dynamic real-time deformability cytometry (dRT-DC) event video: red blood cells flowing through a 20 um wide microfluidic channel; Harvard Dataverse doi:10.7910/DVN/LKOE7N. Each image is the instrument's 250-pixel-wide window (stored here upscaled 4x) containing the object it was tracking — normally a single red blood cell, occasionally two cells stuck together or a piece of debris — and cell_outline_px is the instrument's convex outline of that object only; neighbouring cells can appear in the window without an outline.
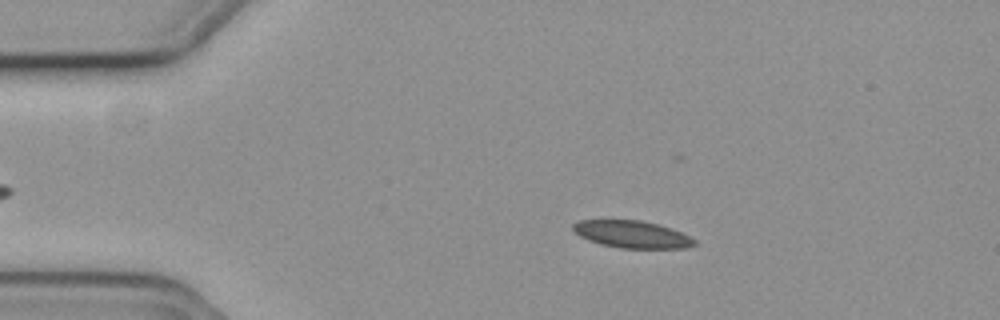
{"species": "common noctule bat (a hibernating species)", "species_latin": "Nyctalus noctula", "temperature_condition": "cold", "stored_images_in_passage": 47, "camera_frame_rate_fps": 3000, "um_per_image_px": 0.085, "animal": {"sex": "female", "body_mass_g": 19.3, "forearm_length_mm": 54.1}, "frame": {"image": 1, "passage_image": 10, "time_ms": 3.0, "image_size_px": [1000, 320], "cell_outline_px": [[696, 244], [688, 248], [620, 248], [600, 244], [588, 240], [572, 232], [572, 224], [580, 220], [640, 220], [672, 228], [696, 240]], "centroid_in_image_um": [53.69, 19.92], "position_along_channel_um": 31.3, "area_um2": 19.31}}
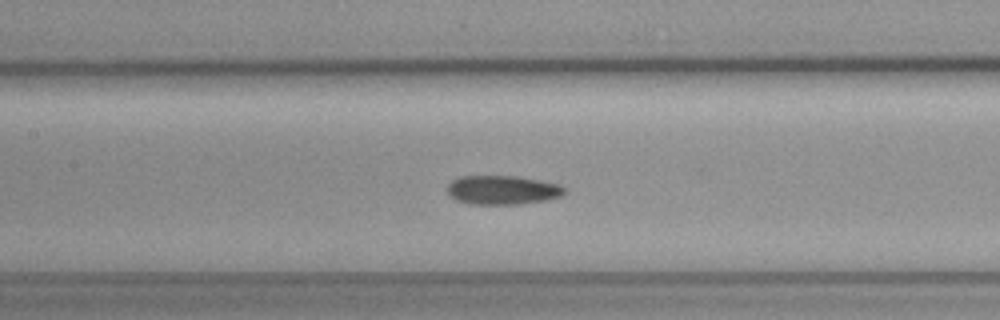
{"frame": {"image": 2, "passage_image": 25, "time_ms": 8.0, "image_size_px": [1000, 320], "cell_outline_px": [[568, 188], [560, 196], [544, 200], [516, 204], [468, 204], [456, 200], [448, 192], [448, 184], [452, 180], [460, 176], [516, 176], [540, 180], [560, 184]], "centroid_in_image_um": [42.71, 16.14], "position_along_channel_um": 164.7, "area_um2": 19.77}}
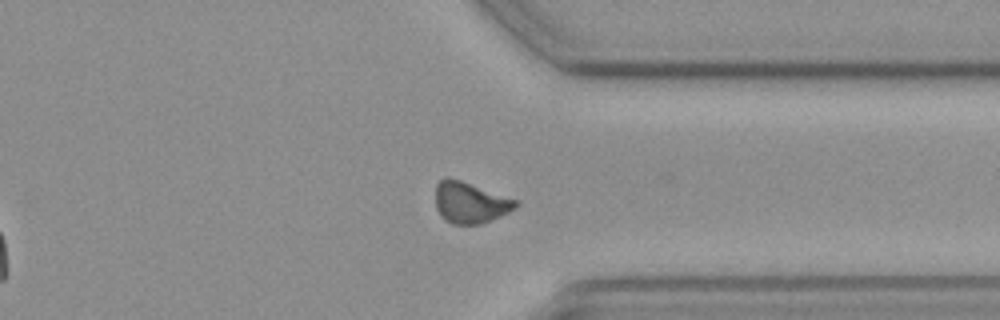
{"frame": {"image": 3, "passage_image": 42, "time_ms": 13.667, "image_size_px": [1000, 320], "cell_outline_px": [[520, 204], [516, 208], [500, 216], [480, 224], [452, 224], [444, 220], [436, 208], [436, 184], [444, 176], [448, 176], [460, 180], [516, 200]], "centroid_in_image_um": [39.93, 17.22], "position_along_channel_um": 371.5, "area_um2": 19.13}, "authors_computed_cell_mechanics": {"area_um2": 19.7676, "velocity_mm_per_s": 3.6915, "shape_relaxation_time_tau1_ms": 7.4733, "shape_relaxation_time_tau2_ms": 8.1039, "deformation_change_tau1": 0.1457, "deformation_change_tau2": 0.1319}}